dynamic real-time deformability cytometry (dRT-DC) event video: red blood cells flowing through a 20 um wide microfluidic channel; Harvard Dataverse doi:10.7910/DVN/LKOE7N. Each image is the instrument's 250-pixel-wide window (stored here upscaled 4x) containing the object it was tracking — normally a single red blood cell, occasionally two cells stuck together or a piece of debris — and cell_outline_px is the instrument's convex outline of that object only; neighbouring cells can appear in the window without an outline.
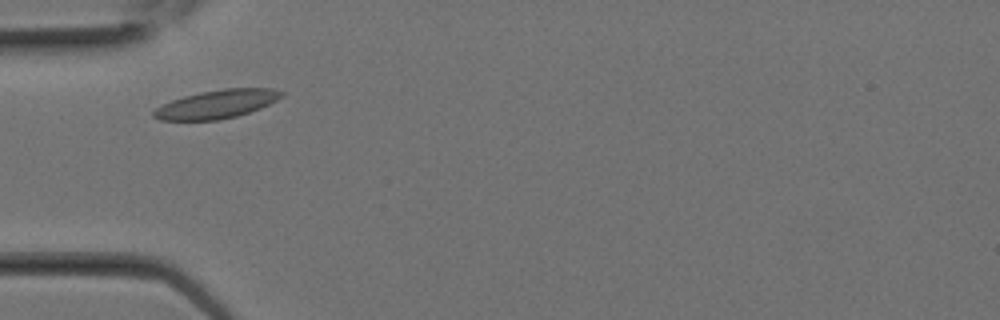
{"species": "Egyptian fruit bat (a non-hibernating species)", "species_latin": "Rousettus aegyptiacus", "temperature_condition": "room temperature", "stored_images_in_passage": 9, "camera_frame_rate_fps": 3000, "um_per_image_px": 0.085, "animal": {"sex": "female"}, "frame": {"image": 1, "passage_image": 3, "time_ms": 0.667, "image_size_px": [1000, 320], "cell_outline_px": [[284, 96], [260, 108], [236, 116], [220, 120], [160, 120], [152, 116], [152, 112], [156, 108], [172, 100], [184, 96], [200, 92], [224, 88], [272, 88], [284, 92]], "centroid_in_image_um": [18.43, 8.85], "position_along_channel_um": 66.6, "area_um2": 21.1}}
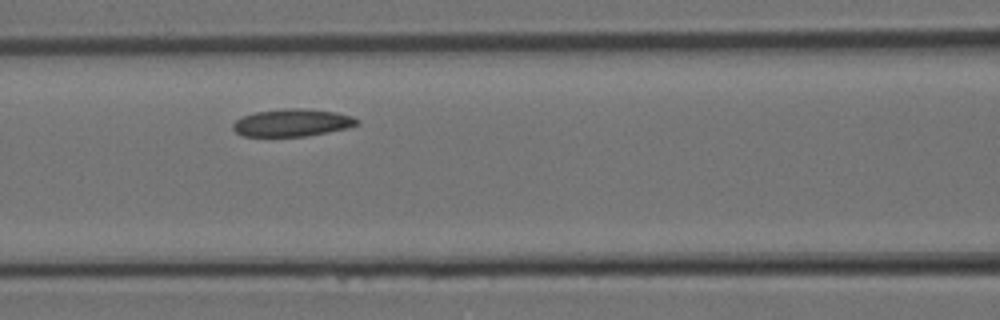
{"frame": {"image": 2, "passage_image": 6, "time_ms": 1.667, "image_size_px": [1000, 320], "cell_outline_px": [[360, 124], [348, 128], [328, 132], [304, 136], [240, 136], [232, 128], [232, 124], [240, 116], [252, 112], [284, 108], [300, 108], [336, 112], [352, 116], [360, 120]], "centroid_in_image_um": [24.81, 10.42], "position_along_channel_um": 141.8, "area_um2": 20.11}}
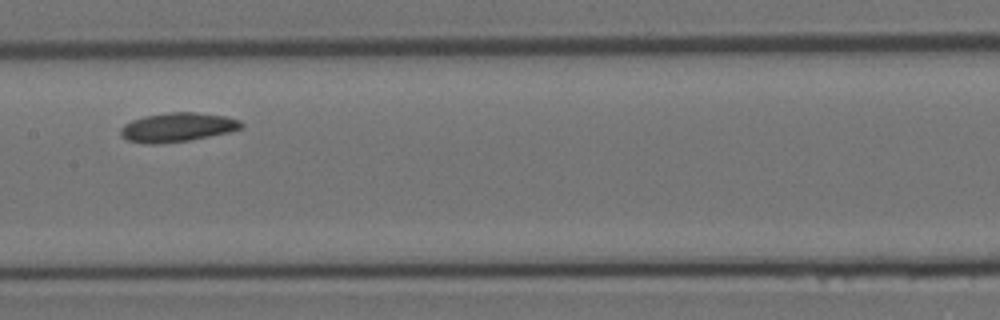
{"frame": {"image": 3, "passage_image": 8, "time_ms": 2.333, "image_size_px": [1000, 320], "cell_outline_px": [[244, 128], [228, 132], [188, 140], [152, 144], [148, 144], [128, 140], [120, 136], [120, 128], [124, 124], [132, 120], [144, 116], [172, 112], [196, 112], [224, 116], [240, 120], [244, 124]], "centroid_in_image_um": [15.08, 10.81], "position_along_channel_um": 192.3, "area_um2": 20.29}}